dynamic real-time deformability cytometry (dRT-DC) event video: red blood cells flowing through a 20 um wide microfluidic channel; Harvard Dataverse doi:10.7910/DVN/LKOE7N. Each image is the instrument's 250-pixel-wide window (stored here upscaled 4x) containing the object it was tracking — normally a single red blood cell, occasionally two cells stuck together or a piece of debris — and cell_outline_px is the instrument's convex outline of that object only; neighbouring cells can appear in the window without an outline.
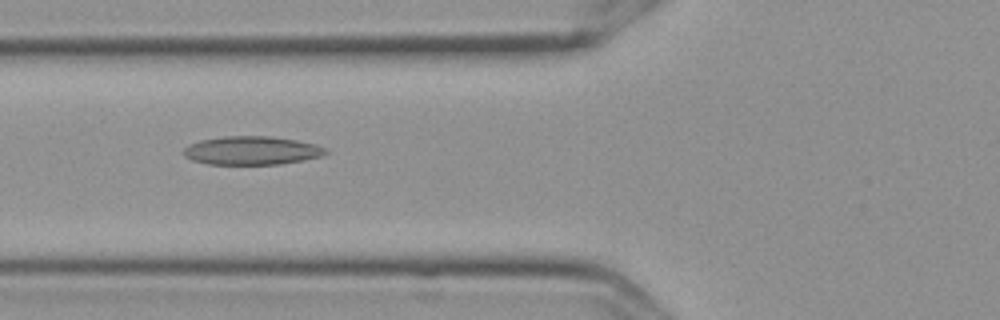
{"species": "Egyptian fruit bat (a non-hibernating species)", "species_latin": "Rousettus aegyptiacus", "temperature_condition": "cold", "stored_images_in_passage": 46, "camera_frame_rate_fps": 3000, "um_per_image_px": 0.085, "frame": {"image": 1, "passage_image": 11, "time_ms": 3.333, "image_size_px": [1000, 320], "cell_outline_px": [[328, 152], [320, 156], [280, 164], [208, 164], [192, 160], [184, 156], [184, 148], [188, 144], [200, 140], [224, 136], [272, 136], [296, 140], [316, 144], [324, 148]], "centroid_in_image_um": [21.35, 12.78], "position_along_channel_um": 104.4, "area_um2": 23.47}}
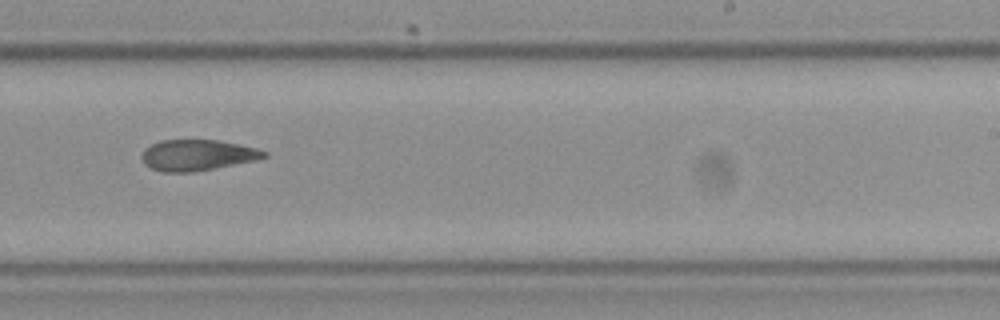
{"frame": {"image": 2, "passage_image": 25, "time_ms": 8.0, "image_size_px": [1000, 320], "cell_outline_px": [[268, 156], [252, 160], [196, 172], [164, 172], [152, 168], [144, 164], [140, 156], [144, 148], [160, 140], [220, 140], [256, 148], [268, 152]], "centroid_in_image_um": [16.73, 13.18], "position_along_channel_um": 272.3, "area_um2": 21.96}}
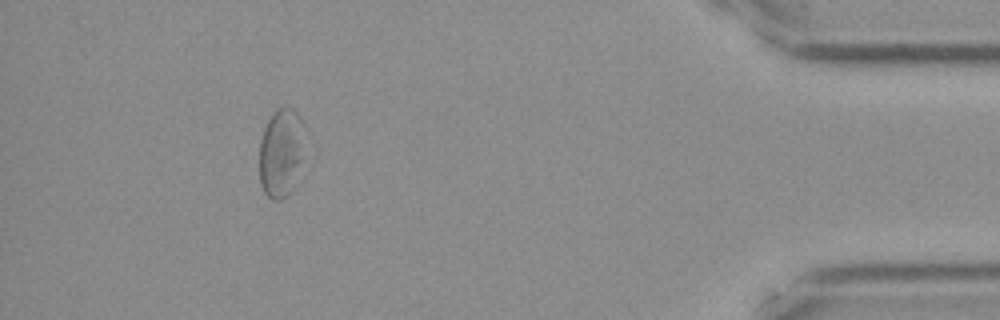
{"frame": {"image": 3, "passage_image": 41, "time_ms": 13.333, "image_size_px": [1000, 320], "cell_outline_px": [[304, 152], [288, 192], [280, 200], [272, 200], [264, 192], [260, 180], [260, 140], [264, 128], [272, 112], [276, 108], [284, 104], [292, 108], [300, 116]], "centroid_in_image_um": [23.85, 12.89], "position_along_channel_um": 411.4, "area_um2": 22.89}, "authors_computed_cell_mechanics": {"area_um2": 23.2934, "velocity_mm_per_s": 3.5822, "shape_relaxation_time_tau1_ms": null, "shape_relaxation_time_tau2_ms": 9.3296, "deformation_change_tau1": null, "deformation_change_tau2": 0.187}}